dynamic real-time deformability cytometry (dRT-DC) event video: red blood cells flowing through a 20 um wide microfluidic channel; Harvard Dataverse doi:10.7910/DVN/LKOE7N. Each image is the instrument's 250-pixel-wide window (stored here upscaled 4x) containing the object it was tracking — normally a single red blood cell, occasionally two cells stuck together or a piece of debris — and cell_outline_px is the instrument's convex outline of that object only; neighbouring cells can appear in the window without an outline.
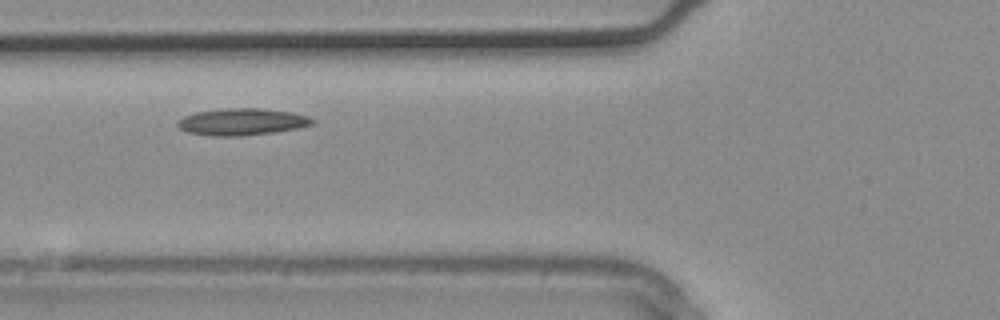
{"species": "common noctule bat (a hibernating species)", "species_latin": "Nyctalus noctula", "temperature_condition": "warm", "stored_images_in_passage": 3, "camera_frame_rate_fps": 3000, "um_per_image_px": 0.085, "animal": {"sex": "male", "body_mass_g": 20.4}, "frame": {"image": 1, "passage_image": 3, "time_ms": 0.667, "image_size_px": [1000, 320], "cell_outline_px": [[316, 120], [312, 124], [296, 128], [276, 132], [240, 136], [212, 136], [188, 132], [180, 128], [176, 124], [184, 116], [196, 112], [224, 108], [260, 108], [292, 112], [308, 116]], "centroid_in_image_um": [20.58, 10.35], "position_along_channel_um": 105.2, "area_um2": 21.04}}